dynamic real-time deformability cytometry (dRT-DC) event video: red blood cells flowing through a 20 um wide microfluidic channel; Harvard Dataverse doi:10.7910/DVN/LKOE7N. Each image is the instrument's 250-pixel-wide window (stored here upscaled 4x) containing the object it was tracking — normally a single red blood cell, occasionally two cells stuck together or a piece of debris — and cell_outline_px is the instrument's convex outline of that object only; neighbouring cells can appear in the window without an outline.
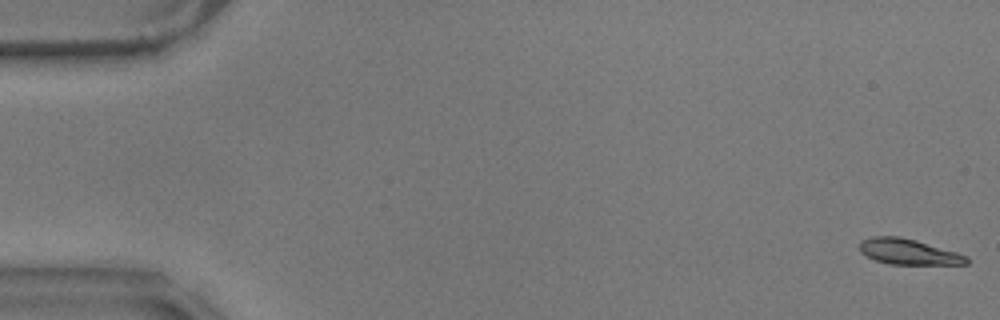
{"species": "common noctule bat (a hibernating species)", "species_latin": "Nyctalus noctula", "temperature_condition": "warm", "stored_images_in_passage": 57, "camera_frame_rate_fps": 3000, "um_per_image_px": 0.085, "animal": {"sex": "male", "body_mass_g": 17.9}, "frame": {"image": 1, "passage_image": 1, "time_ms": 0.0, "image_size_px": [1000, 320], "cell_outline_px": [[968, 264], [888, 264], [876, 260], [860, 252], [860, 240], [872, 236], [900, 236], [916, 240], [956, 252], [968, 256]], "centroid_in_image_um": [77.2, 21.39], "position_along_channel_um": 7.8, "area_um2": 15.9}}
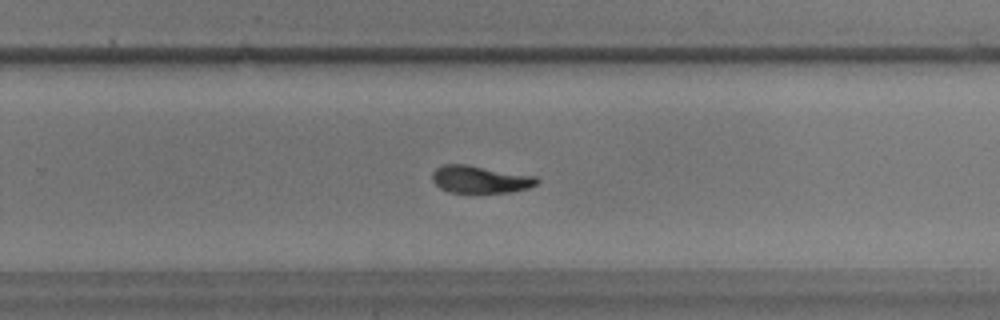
{"frame": {"image": 2, "passage_image": 37, "time_ms": 12.0, "image_size_px": [1000, 320], "cell_outline_px": [[540, 180], [536, 184], [528, 188], [512, 192], [448, 192], [440, 188], [432, 180], [432, 172], [436, 168], [444, 164], [468, 164], [536, 176]], "centroid_in_image_um": [40.81, 15.23], "position_along_channel_um": 289.0, "area_um2": 16.76}}
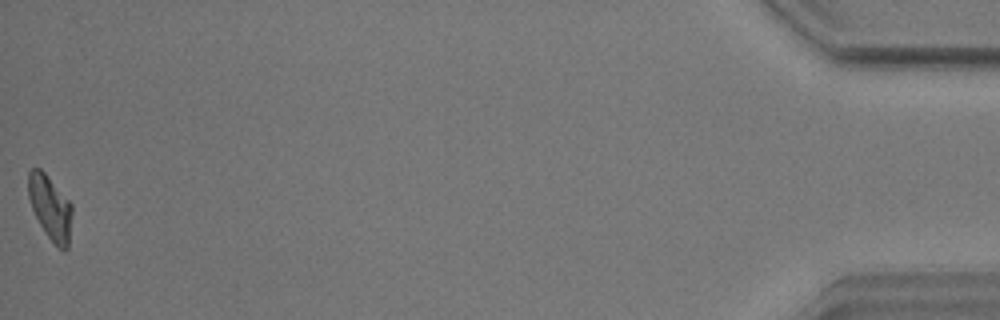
{"frame": {"image": 3, "passage_image": 57, "time_ms": 18.667, "image_size_px": [1000, 320], "cell_outline_px": [[72, 212], [68, 248], [64, 252], [48, 236], [40, 224], [32, 208], [28, 196], [28, 172], [32, 168], [40, 168], [44, 172], [72, 204]], "centroid_in_image_um": [4.27, 17.63], "position_along_channel_um": 430.9, "area_um2": 16.13}, "authors_computed_cell_mechanics": {"area_um2": 16.9354, "velocity_mm_per_s": 3.562, "shape_relaxation_time_tau1_ms": 6.4048, "shape_relaxation_time_tau2_ms": 4.3807, "deformation_change_tau1": 0.1851, "deformation_change_tau2": 0.0933}}